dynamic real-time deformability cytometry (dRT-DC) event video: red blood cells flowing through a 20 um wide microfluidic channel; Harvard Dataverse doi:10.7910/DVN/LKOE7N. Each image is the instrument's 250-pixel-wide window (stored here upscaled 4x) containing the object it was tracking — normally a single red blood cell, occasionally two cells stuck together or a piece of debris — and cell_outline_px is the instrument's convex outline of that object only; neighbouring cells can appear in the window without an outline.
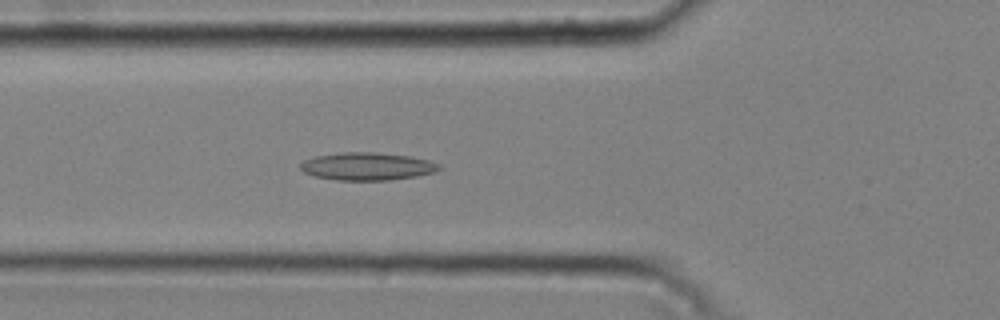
{"species": "common noctule bat (a hibernating species)", "species_latin": "Nyctalus noctula", "temperature_condition": "cold", "stored_images_in_passage": 46, "camera_frame_rate_fps": 3000, "um_per_image_px": 0.085, "animal": {"sex": "male", "body_mass_g": 20.4}, "frame": {"image": 1, "passage_image": 14, "time_ms": 4.333, "image_size_px": [1000, 320], "cell_outline_px": [[444, 168], [436, 172], [416, 176], [388, 180], [336, 180], [316, 176], [304, 172], [300, 168], [300, 164], [304, 160], [316, 156], [344, 152], [372, 152], [412, 156], [428, 160], [440, 164]], "centroid_in_image_um": [31.26, 14.14], "position_along_channel_um": 94.5, "area_um2": 22.43}}
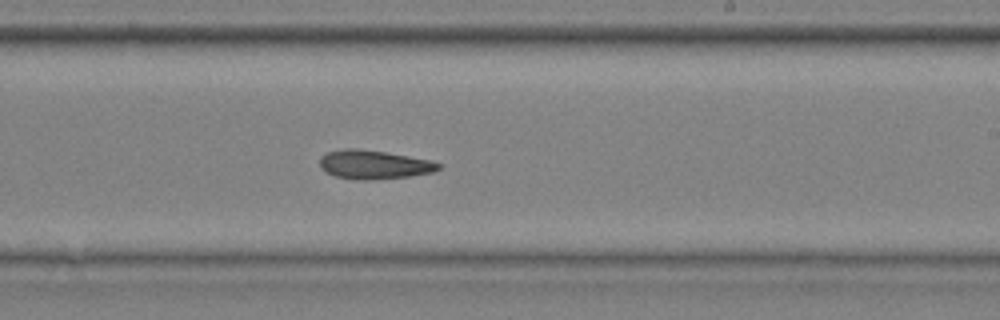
{"frame": {"image": 2, "passage_image": 27, "time_ms": 8.667, "image_size_px": [1000, 320], "cell_outline_px": [[440, 168], [432, 172], [408, 176], [368, 180], [356, 180], [336, 176], [320, 168], [320, 156], [328, 152], [344, 148], [356, 148], [384, 152], [432, 160], [440, 164]], "centroid_in_image_um": [31.76, 13.98], "position_along_channel_um": 257.2, "area_um2": 19.77}}
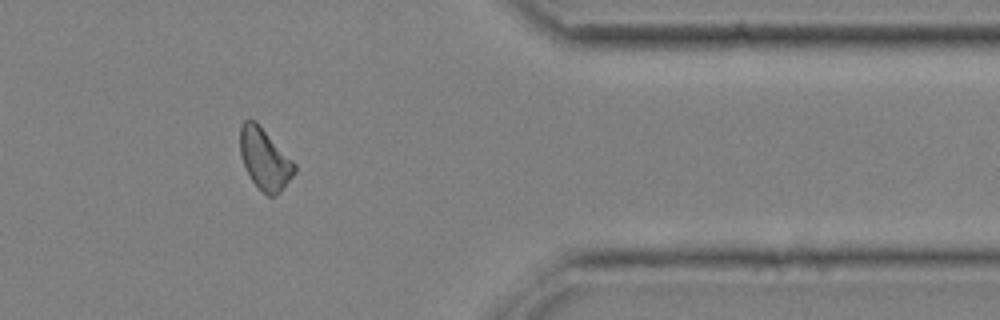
{"frame": {"image": 3, "passage_image": 39, "time_ms": 12.667, "image_size_px": [1000, 320], "cell_outline_px": [[296, 172], [280, 192], [276, 196], [268, 196], [252, 180], [240, 156], [240, 124], [244, 120], [256, 120], [296, 164]], "centroid_in_image_um": [22.51, 13.49], "position_along_channel_um": 388.9, "area_um2": 19.31}}